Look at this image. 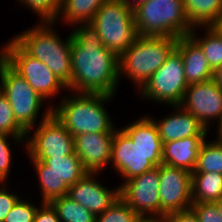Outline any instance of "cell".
<instances>
[{
  "label": "cell",
  "mask_w": 222,
  "mask_h": 222,
  "mask_svg": "<svg viewBox=\"0 0 222 222\" xmlns=\"http://www.w3.org/2000/svg\"><path fill=\"white\" fill-rule=\"evenodd\" d=\"M69 29H72V76L68 91L117 96L121 85L119 57L102 45L100 35L90 23H77Z\"/></svg>",
  "instance_id": "6da1fadb"
},
{
  "label": "cell",
  "mask_w": 222,
  "mask_h": 222,
  "mask_svg": "<svg viewBox=\"0 0 222 222\" xmlns=\"http://www.w3.org/2000/svg\"><path fill=\"white\" fill-rule=\"evenodd\" d=\"M115 97L67 91V94L59 97L57 104L54 101L52 113L72 136L81 133H114L118 127L106 106Z\"/></svg>",
  "instance_id": "7a4b0ae2"
},
{
  "label": "cell",
  "mask_w": 222,
  "mask_h": 222,
  "mask_svg": "<svg viewBox=\"0 0 222 222\" xmlns=\"http://www.w3.org/2000/svg\"><path fill=\"white\" fill-rule=\"evenodd\" d=\"M12 39L31 57L42 61L67 87L71 85V32L60 37L54 21L35 22ZM55 29V30H54Z\"/></svg>",
  "instance_id": "3957f363"
},
{
  "label": "cell",
  "mask_w": 222,
  "mask_h": 222,
  "mask_svg": "<svg viewBox=\"0 0 222 222\" xmlns=\"http://www.w3.org/2000/svg\"><path fill=\"white\" fill-rule=\"evenodd\" d=\"M178 38L166 36H141L119 56V82L127 78L136 92L165 63L176 48Z\"/></svg>",
  "instance_id": "277c9868"
},
{
  "label": "cell",
  "mask_w": 222,
  "mask_h": 222,
  "mask_svg": "<svg viewBox=\"0 0 222 222\" xmlns=\"http://www.w3.org/2000/svg\"><path fill=\"white\" fill-rule=\"evenodd\" d=\"M134 21L141 36H189L193 26L184 10L183 0H148L134 9Z\"/></svg>",
  "instance_id": "5b68a950"
},
{
  "label": "cell",
  "mask_w": 222,
  "mask_h": 222,
  "mask_svg": "<svg viewBox=\"0 0 222 222\" xmlns=\"http://www.w3.org/2000/svg\"><path fill=\"white\" fill-rule=\"evenodd\" d=\"M0 84L3 95L12 107L14 118L26 132L39 124V117H41V122L52 114V105L38 94L1 57ZM41 110H43L42 113Z\"/></svg>",
  "instance_id": "8992f818"
},
{
  "label": "cell",
  "mask_w": 222,
  "mask_h": 222,
  "mask_svg": "<svg viewBox=\"0 0 222 222\" xmlns=\"http://www.w3.org/2000/svg\"><path fill=\"white\" fill-rule=\"evenodd\" d=\"M90 24L100 35L102 45L118 57L138 38L134 10L123 0H107Z\"/></svg>",
  "instance_id": "52a82bcc"
},
{
  "label": "cell",
  "mask_w": 222,
  "mask_h": 222,
  "mask_svg": "<svg viewBox=\"0 0 222 222\" xmlns=\"http://www.w3.org/2000/svg\"><path fill=\"white\" fill-rule=\"evenodd\" d=\"M27 159L38 177L36 185L42 203L67 195L69 186L87 174L75 152L64 157Z\"/></svg>",
  "instance_id": "ba28073f"
},
{
  "label": "cell",
  "mask_w": 222,
  "mask_h": 222,
  "mask_svg": "<svg viewBox=\"0 0 222 222\" xmlns=\"http://www.w3.org/2000/svg\"><path fill=\"white\" fill-rule=\"evenodd\" d=\"M0 57L45 100L65 95L68 87L42 61L28 55L12 38L3 43ZM65 92H64V91ZM52 99V100H51Z\"/></svg>",
  "instance_id": "9c48e42d"
},
{
  "label": "cell",
  "mask_w": 222,
  "mask_h": 222,
  "mask_svg": "<svg viewBox=\"0 0 222 222\" xmlns=\"http://www.w3.org/2000/svg\"><path fill=\"white\" fill-rule=\"evenodd\" d=\"M187 87L182 56L174 49L138 95L142 101L174 106L182 103Z\"/></svg>",
  "instance_id": "30bf717a"
},
{
  "label": "cell",
  "mask_w": 222,
  "mask_h": 222,
  "mask_svg": "<svg viewBox=\"0 0 222 222\" xmlns=\"http://www.w3.org/2000/svg\"><path fill=\"white\" fill-rule=\"evenodd\" d=\"M27 158L64 157L75 152L73 136L52 113L27 132Z\"/></svg>",
  "instance_id": "8fae6325"
},
{
  "label": "cell",
  "mask_w": 222,
  "mask_h": 222,
  "mask_svg": "<svg viewBox=\"0 0 222 222\" xmlns=\"http://www.w3.org/2000/svg\"><path fill=\"white\" fill-rule=\"evenodd\" d=\"M162 164V153H144L120 129L114 132L110 169L121 178L119 187L127 180Z\"/></svg>",
  "instance_id": "7c38bea8"
},
{
  "label": "cell",
  "mask_w": 222,
  "mask_h": 222,
  "mask_svg": "<svg viewBox=\"0 0 222 222\" xmlns=\"http://www.w3.org/2000/svg\"><path fill=\"white\" fill-rule=\"evenodd\" d=\"M159 166L135 176L119 187L122 198L137 215H154L161 219L166 213L160 208Z\"/></svg>",
  "instance_id": "4fadbf2b"
},
{
  "label": "cell",
  "mask_w": 222,
  "mask_h": 222,
  "mask_svg": "<svg viewBox=\"0 0 222 222\" xmlns=\"http://www.w3.org/2000/svg\"><path fill=\"white\" fill-rule=\"evenodd\" d=\"M160 208L166 213L190 210L192 173L183 168L159 165Z\"/></svg>",
  "instance_id": "5bb4252c"
},
{
  "label": "cell",
  "mask_w": 222,
  "mask_h": 222,
  "mask_svg": "<svg viewBox=\"0 0 222 222\" xmlns=\"http://www.w3.org/2000/svg\"><path fill=\"white\" fill-rule=\"evenodd\" d=\"M180 106L210 131L213 123H218L222 117V88L213 79L189 84Z\"/></svg>",
  "instance_id": "9a60e30c"
},
{
  "label": "cell",
  "mask_w": 222,
  "mask_h": 222,
  "mask_svg": "<svg viewBox=\"0 0 222 222\" xmlns=\"http://www.w3.org/2000/svg\"><path fill=\"white\" fill-rule=\"evenodd\" d=\"M99 175L101 176L98 173H87L74 185L69 186L67 194L95 216L102 214L119 198V186L109 188L103 184L105 182L101 183Z\"/></svg>",
  "instance_id": "2e32d148"
},
{
  "label": "cell",
  "mask_w": 222,
  "mask_h": 222,
  "mask_svg": "<svg viewBox=\"0 0 222 222\" xmlns=\"http://www.w3.org/2000/svg\"><path fill=\"white\" fill-rule=\"evenodd\" d=\"M73 139L75 153L87 173L104 174L110 168L114 133H81Z\"/></svg>",
  "instance_id": "e0dca14e"
},
{
  "label": "cell",
  "mask_w": 222,
  "mask_h": 222,
  "mask_svg": "<svg viewBox=\"0 0 222 222\" xmlns=\"http://www.w3.org/2000/svg\"><path fill=\"white\" fill-rule=\"evenodd\" d=\"M173 110L163 117H153L147 115L154 121L157 126L162 143L184 139L191 136H208V130L205 126L190 112L186 111L180 105L167 106Z\"/></svg>",
  "instance_id": "ac0fdd59"
},
{
  "label": "cell",
  "mask_w": 222,
  "mask_h": 222,
  "mask_svg": "<svg viewBox=\"0 0 222 222\" xmlns=\"http://www.w3.org/2000/svg\"><path fill=\"white\" fill-rule=\"evenodd\" d=\"M175 49L182 56L188 85L213 79V70L202 49L190 36L179 37Z\"/></svg>",
  "instance_id": "d6986e66"
},
{
  "label": "cell",
  "mask_w": 222,
  "mask_h": 222,
  "mask_svg": "<svg viewBox=\"0 0 222 222\" xmlns=\"http://www.w3.org/2000/svg\"><path fill=\"white\" fill-rule=\"evenodd\" d=\"M208 136H191L163 143L162 163L171 167L183 168L191 173L195 169L201 144Z\"/></svg>",
  "instance_id": "ffe728a7"
},
{
  "label": "cell",
  "mask_w": 222,
  "mask_h": 222,
  "mask_svg": "<svg viewBox=\"0 0 222 222\" xmlns=\"http://www.w3.org/2000/svg\"><path fill=\"white\" fill-rule=\"evenodd\" d=\"M144 153H162L163 143L157 126L147 115H141L137 120L129 121L124 127H119Z\"/></svg>",
  "instance_id": "44dd1931"
},
{
  "label": "cell",
  "mask_w": 222,
  "mask_h": 222,
  "mask_svg": "<svg viewBox=\"0 0 222 222\" xmlns=\"http://www.w3.org/2000/svg\"><path fill=\"white\" fill-rule=\"evenodd\" d=\"M107 0H60V9L55 23H64L69 28L77 23H90L97 10Z\"/></svg>",
  "instance_id": "7402d4cb"
},
{
  "label": "cell",
  "mask_w": 222,
  "mask_h": 222,
  "mask_svg": "<svg viewBox=\"0 0 222 222\" xmlns=\"http://www.w3.org/2000/svg\"><path fill=\"white\" fill-rule=\"evenodd\" d=\"M189 36L200 46L213 71L222 65V33L215 26L194 27Z\"/></svg>",
  "instance_id": "603a6c76"
},
{
  "label": "cell",
  "mask_w": 222,
  "mask_h": 222,
  "mask_svg": "<svg viewBox=\"0 0 222 222\" xmlns=\"http://www.w3.org/2000/svg\"><path fill=\"white\" fill-rule=\"evenodd\" d=\"M184 10L193 27L214 26L222 15V0H183Z\"/></svg>",
  "instance_id": "cb8c5ba5"
},
{
  "label": "cell",
  "mask_w": 222,
  "mask_h": 222,
  "mask_svg": "<svg viewBox=\"0 0 222 222\" xmlns=\"http://www.w3.org/2000/svg\"><path fill=\"white\" fill-rule=\"evenodd\" d=\"M222 198V174L192 173L193 203H215Z\"/></svg>",
  "instance_id": "d4e9b609"
},
{
  "label": "cell",
  "mask_w": 222,
  "mask_h": 222,
  "mask_svg": "<svg viewBox=\"0 0 222 222\" xmlns=\"http://www.w3.org/2000/svg\"><path fill=\"white\" fill-rule=\"evenodd\" d=\"M205 139L199 149L195 169L192 173L222 174V144L218 141Z\"/></svg>",
  "instance_id": "484cf974"
},
{
  "label": "cell",
  "mask_w": 222,
  "mask_h": 222,
  "mask_svg": "<svg viewBox=\"0 0 222 222\" xmlns=\"http://www.w3.org/2000/svg\"><path fill=\"white\" fill-rule=\"evenodd\" d=\"M61 222H95L96 216L67 195L51 202Z\"/></svg>",
  "instance_id": "4316f807"
},
{
  "label": "cell",
  "mask_w": 222,
  "mask_h": 222,
  "mask_svg": "<svg viewBox=\"0 0 222 222\" xmlns=\"http://www.w3.org/2000/svg\"><path fill=\"white\" fill-rule=\"evenodd\" d=\"M11 138V139H10ZM12 140V141H11ZM25 140L26 137H16L8 134H0V182H9L8 178L11 176V167L13 161V150L10 144L15 146H23L22 150L25 151ZM12 143H11V142Z\"/></svg>",
  "instance_id": "83f0119b"
},
{
  "label": "cell",
  "mask_w": 222,
  "mask_h": 222,
  "mask_svg": "<svg viewBox=\"0 0 222 222\" xmlns=\"http://www.w3.org/2000/svg\"><path fill=\"white\" fill-rule=\"evenodd\" d=\"M16 3L39 16V22L55 21L60 9V0H16Z\"/></svg>",
  "instance_id": "f1b7e54d"
},
{
  "label": "cell",
  "mask_w": 222,
  "mask_h": 222,
  "mask_svg": "<svg viewBox=\"0 0 222 222\" xmlns=\"http://www.w3.org/2000/svg\"><path fill=\"white\" fill-rule=\"evenodd\" d=\"M0 134H8L16 137L27 136V132L14 118L12 107L3 94L0 96Z\"/></svg>",
  "instance_id": "f546056e"
},
{
  "label": "cell",
  "mask_w": 222,
  "mask_h": 222,
  "mask_svg": "<svg viewBox=\"0 0 222 222\" xmlns=\"http://www.w3.org/2000/svg\"><path fill=\"white\" fill-rule=\"evenodd\" d=\"M32 200L30 196L29 199L21 197L10 210L4 222H34L35 214L42 202L38 201L40 203H37L36 200Z\"/></svg>",
  "instance_id": "4dcf8cb0"
},
{
  "label": "cell",
  "mask_w": 222,
  "mask_h": 222,
  "mask_svg": "<svg viewBox=\"0 0 222 222\" xmlns=\"http://www.w3.org/2000/svg\"><path fill=\"white\" fill-rule=\"evenodd\" d=\"M136 216L130 206L119 197L102 214L96 216L95 222H132Z\"/></svg>",
  "instance_id": "1f68e13d"
},
{
  "label": "cell",
  "mask_w": 222,
  "mask_h": 222,
  "mask_svg": "<svg viewBox=\"0 0 222 222\" xmlns=\"http://www.w3.org/2000/svg\"><path fill=\"white\" fill-rule=\"evenodd\" d=\"M8 184L12 185L8 182H0V222H4L10 210L22 197L18 195V191L16 193L10 190Z\"/></svg>",
  "instance_id": "d6a6232c"
},
{
  "label": "cell",
  "mask_w": 222,
  "mask_h": 222,
  "mask_svg": "<svg viewBox=\"0 0 222 222\" xmlns=\"http://www.w3.org/2000/svg\"><path fill=\"white\" fill-rule=\"evenodd\" d=\"M191 210L199 222H222L216 203H192Z\"/></svg>",
  "instance_id": "836d02e7"
},
{
  "label": "cell",
  "mask_w": 222,
  "mask_h": 222,
  "mask_svg": "<svg viewBox=\"0 0 222 222\" xmlns=\"http://www.w3.org/2000/svg\"><path fill=\"white\" fill-rule=\"evenodd\" d=\"M34 222H61L51 203H42L35 214Z\"/></svg>",
  "instance_id": "e575fe53"
},
{
  "label": "cell",
  "mask_w": 222,
  "mask_h": 222,
  "mask_svg": "<svg viewBox=\"0 0 222 222\" xmlns=\"http://www.w3.org/2000/svg\"><path fill=\"white\" fill-rule=\"evenodd\" d=\"M162 222H199L193 211H179L166 214Z\"/></svg>",
  "instance_id": "d590c367"
},
{
  "label": "cell",
  "mask_w": 222,
  "mask_h": 222,
  "mask_svg": "<svg viewBox=\"0 0 222 222\" xmlns=\"http://www.w3.org/2000/svg\"><path fill=\"white\" fill-rule=\"evenodd\" d=\"M132 222H162V219L154 215H137Z\"/></svg>",
  "instance_id": "8d00e7d4"
},
{
  "label": "cell",
  "mask_w": 222,
  "mask_h": 222,
  "mask_svg": "<svg viewBox=\"0 0 222 222\" xmlns=\"http://www.w3.org/2000/svg\"><path fill=\"white\" fill-rule=\"evenodd\" d=\"M213 80L222 88V65L213 71Z\"/></svg>",
  "instance_id": "74e56055"
},
{
  "label": "cell",
  "mask_w": 222,
  "mask_h": 222,
  "mask_svg": "<svg viewBox=\"0 0 222 222\" xmlns=\"http://www.w3.org/2000/svg\"><path fill=\"white\" fill-rule=\"evenodd\" d=\"M215 125H216L215 126V128H216L215 140L222 144V117L219 120V122Z\"/></svg>",
  "instance_id": "f35d334b"
},
{
  "label": "cell",
  "mask_w": 222,
  "mask_h": 222,
  "mask_svg": "<svg viewBox=\"0 0 222 222\" xmlns=\"http://www.w3.org/2000/svg\"><path fill=\"white\" fill-rule=\"evenodd\" d=\"M123 1H125L132 9H134L139 4L148 0H123Z\"/></svg>",
  "instance_id": "ab89813d"
},
{
  "label": "cell",
  "mask_w": 222,
  "mask_h": 222,
  "mask_svg": "<svg viewBox=\"0 0 222 222\" xmlns=\"http://www.w3.org/2000/svg\"><path fill=\"white\" fill-rule=\"evenodd\" d=\"M214 26L217 28V30H219L222 33V15Z\"/></svg>",
  "instance_id": "60d3db41"
},
{
  "label": "cell",
  "mask_w": 222,
  "mask_h": 222,
  "mask_svg": "<svg viewBox=\"0 0 222 222\" xmlns=\"http://www.w3.org/2000/svg\"><path fill=\"white\" fill-rule=\"evenodd\" d=\"M216 203V206L218 207V210H219V214L222 218V198L220 200H218Z\"/></svg>",
  "instance_id": "b9f144b4"
},
{
  "label": "cell",
  "mask_w": 222,
  "mask_h": 222,
  "mask_svg": "<svg viewBox=\"0 0 222 222\" xmlns=\"http://www.w3.org/2000/svg\"><path fill=\"white\" fill-rule=\"evenodd\" d=\"M3 94L2 92V87H1V84H0V96Z\"/></svg>",
  "instance_id": "7bdbcfd3"
}]
</instances>
